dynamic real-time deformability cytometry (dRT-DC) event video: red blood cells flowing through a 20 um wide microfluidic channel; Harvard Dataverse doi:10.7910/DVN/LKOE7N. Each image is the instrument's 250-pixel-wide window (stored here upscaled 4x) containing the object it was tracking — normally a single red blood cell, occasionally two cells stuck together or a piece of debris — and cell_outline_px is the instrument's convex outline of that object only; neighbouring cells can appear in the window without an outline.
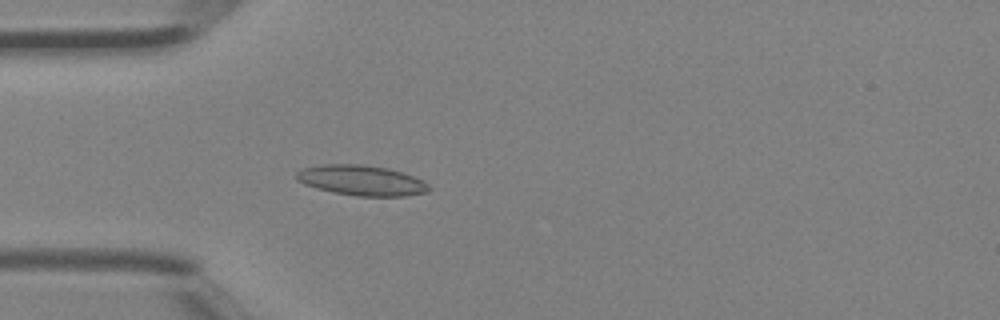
{"species": "Egyptian fruit bat (a non-hibernating species)", "species_latin": "Rousettus aegyptiacus", "temperature_condition": "room temperature", "stored_images_in_passage": 4, "camera_frame_rate_fps": 3000, "um_per_image_px": 0.085, "animal": {"sex": "female"}, "frame": {"image": 1, "passage_image": 4, "time_ms": 1.0, "image_size_px": [1000, 320], "cell_outline_px": [[432, 188], [428, 192], [404, 196], [356, 196], [332, 192], [316, 188], [304, 184], [296, 180], [296, 172], [304, 168], [320, 164], [360, 164], [388, 168], [412, 176], [428, 184]], "centroid_in_image_um": [30.7, 15.33], "position_along_channel_um": 54.3, "area_um2": 23.35}}